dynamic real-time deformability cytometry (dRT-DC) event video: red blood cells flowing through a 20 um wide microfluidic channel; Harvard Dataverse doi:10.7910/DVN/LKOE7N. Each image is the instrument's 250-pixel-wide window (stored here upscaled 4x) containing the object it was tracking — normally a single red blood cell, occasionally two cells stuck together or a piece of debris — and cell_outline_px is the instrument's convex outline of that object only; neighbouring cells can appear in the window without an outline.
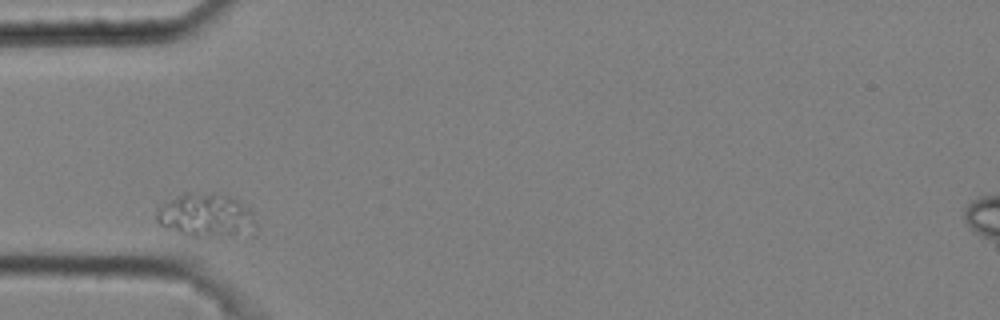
{"species": "common noctule bat (a hibernating species)", "species_latin": "Nyctalus noctula", "temperature_condition": "cold", "stored_images_in_passage": 2, "camera_frame_rate_fps": 3000, "um_per_image_px": 0.085, "animal": {"sex": "male", "body_mass_g": 20.4}, "frame": {"image": 1, "passage_image": 1, "time_ms": 0.0, "image_size_px": [1000, 320], "cell_outline_px": [[256, 236], [188, 236], [160, 224], [156, 220], [156, 212], [168, 200], [184, 192], [192, 192], [232, 196], [248, 208], [252, 212], [256, 220]], "centroid_in_image_um": [17.61, 18.33], "position_along_channel_um": 67.4, "area_um2": 25.55}}
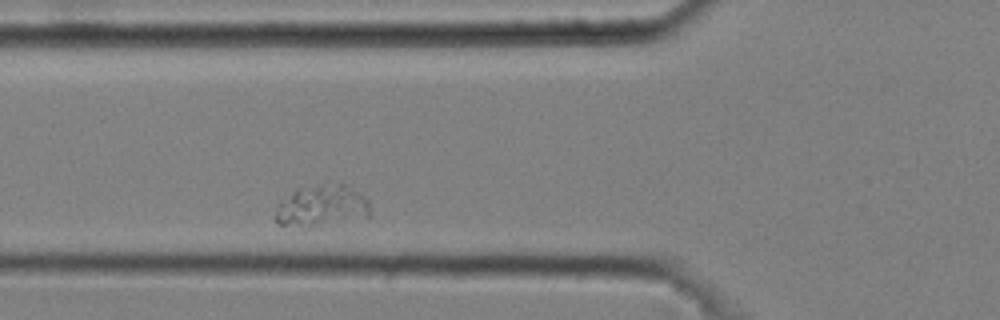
{"frame": {"image": 2, "passage_image": 2, "time_ms": 0.333, "image_size_px": [1000, 320], "cell_outline_px": [[368, 216], [304, 228], [280, 224], [276, 220], [276, 212], [280, 204], [296, 188], [320, 184], [344, 184], [364, 196], [368, 200]], "centroid_in_image_um": [27.33, 17.5], "position_along_channel_um": 98.5, "area_um2": 22.25}}